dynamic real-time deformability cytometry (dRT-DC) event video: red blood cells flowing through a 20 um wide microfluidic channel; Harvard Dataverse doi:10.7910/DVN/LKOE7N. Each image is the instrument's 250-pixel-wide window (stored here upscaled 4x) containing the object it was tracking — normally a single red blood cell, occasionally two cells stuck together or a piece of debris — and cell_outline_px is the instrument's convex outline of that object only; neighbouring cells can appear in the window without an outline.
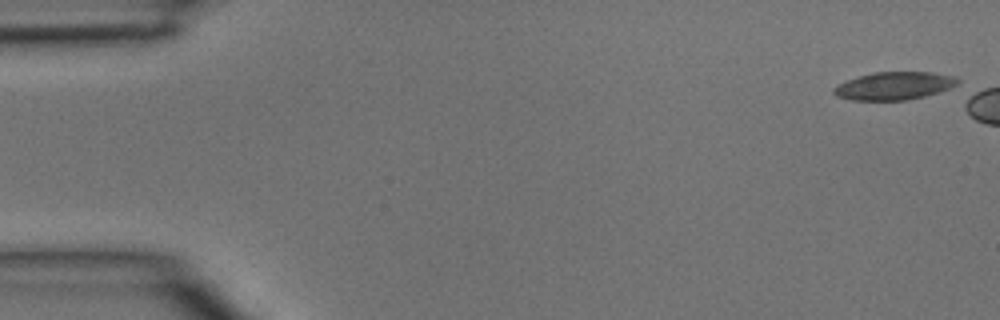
{"species": "common noctule bat (a hibernating species)", "species_latin": "Nyctalus noctula", "temperature_condition": "room temperature", "stored_images_in_passage": 5, "segment_of_instrument_passage": [2, 2], "camera_frame_rate_fps": 3000, "um_per_image_px": 0.085, "animal": {"sex": "male", "body_mass_g": 15.6}, "frame": {"image": 1, "passage_image": 5, "time_ms": 1.333, "image_size_px": [1000, 320], "cell_outline_px": [[960, 80], [956, 84], [948, 88], [924, 96], [904, 100], [852, 100], [836, 96], [832, 92], [832, 88], [848, 80], [872, 72], [932, 72], [956, 76]], "centroid_in_image_um": [75.99, 7.29], "position_along_channel_um": 9.0, "area_um2": 19.88}}